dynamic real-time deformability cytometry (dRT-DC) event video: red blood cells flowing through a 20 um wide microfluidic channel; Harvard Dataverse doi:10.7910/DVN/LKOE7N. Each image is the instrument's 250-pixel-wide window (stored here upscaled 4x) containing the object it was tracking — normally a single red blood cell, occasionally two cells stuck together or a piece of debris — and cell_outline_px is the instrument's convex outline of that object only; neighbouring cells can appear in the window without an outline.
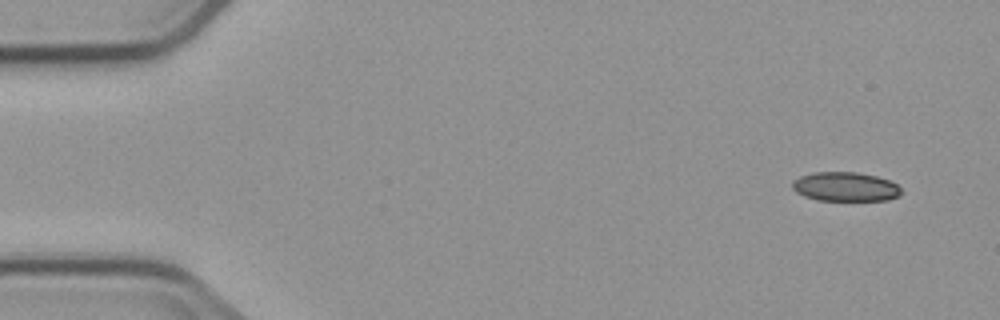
{"species": "common noctule bat (a hibernating species)", "species_latin": "Nyctalus noctula", "temperature_condition": "cold", "stored_images_in_passage": 7, "camera_frame_rate_fps": 3000, "um_per_image_px": 0.085, "animal": {"sex": "male", "body_mass_g": 23.1, "forearm_length_mm": 52.7}, "frame": {"image": 1, "passage_image": 1, "time_ms": 0.0, "image_size_px": [1000, 320], "cell_outline_px": [[900, 196], [888, 200], [816, 200], [804, 196], [796, 192], [792, 188], [792, 180], [800, 176], [812, 172], [856, 172], [876, 176], [888, 180], [896, 184], [900, 188]], "centroid_in_image_um": [71.82, 15.87], "position_along_channel_um": 13.2, "area_um2": 18.55}}
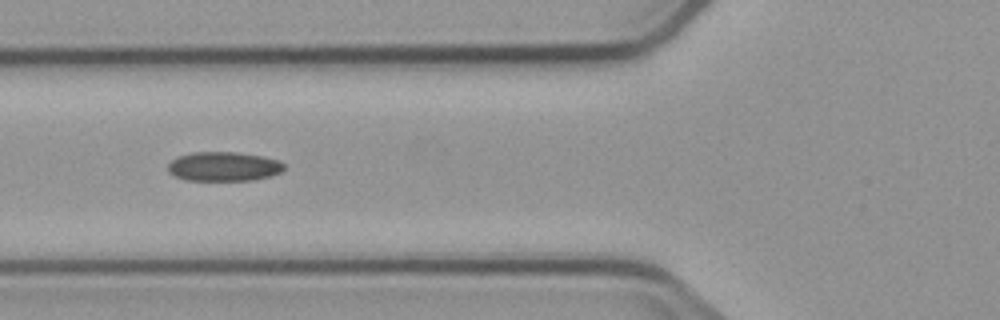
{"frame": {"image": 2, "passage_image": 6, "time_ms": 5.667, "image_size_px": [1000, 320], "cell_outline_px": [[284, 168], [280, 172], [272, 176], [252, 180], [184, 180], [168, 172], [168, 164], [172, 160], [180, 156], [192, 152], [236, 152], [264, 156], [280, 160], [284, 164]], "centroid_in_image_um": [19.04, 14.15], "position_along_channel_um": 106.8, "area_um2": 19.88}}
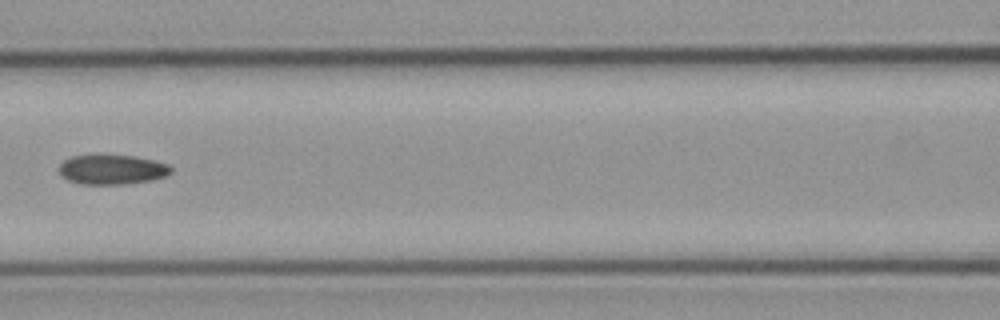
{"frame": {"image": 3, "passage_image": 7, "time_ms": 7.0, "image_size_px": [1000, 320], "cell_outline_px": [[172, 172], [164, 176], [152, 180], [124, 184], [80, 184], [68, 180], [60, 176], [56, 168], [64, 160], [72, 156], [132, 156], [152, 160], [168, 164], [172, 168]], "centroid_in_image_um": [9.47, 14.43], "position_along_channel_um": 157.1, "area_um2": 19.25}}